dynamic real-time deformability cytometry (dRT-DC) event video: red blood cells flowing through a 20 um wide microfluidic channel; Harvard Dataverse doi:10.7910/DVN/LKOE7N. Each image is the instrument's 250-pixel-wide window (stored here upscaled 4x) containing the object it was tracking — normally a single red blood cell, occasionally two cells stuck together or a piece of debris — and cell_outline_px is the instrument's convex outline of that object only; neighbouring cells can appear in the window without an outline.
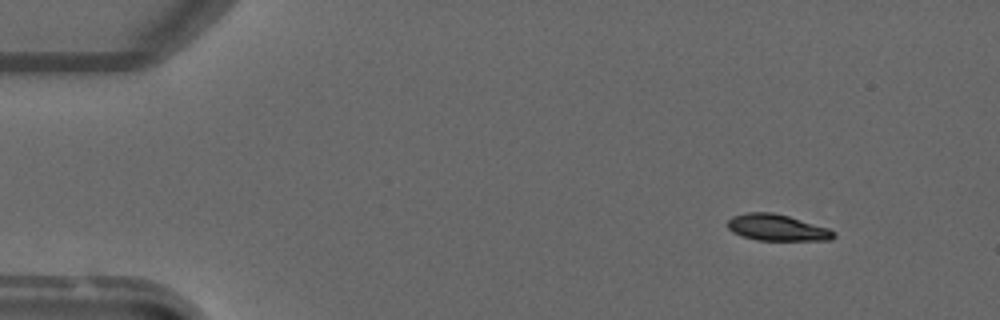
{"species": "common noctule bat (a hibernating species)", "species_latin": "Nyctalus noctula", "temperature_condition": "warm", "stored_images_in_passage": 4, "camera_frame_rate_fps": 3000, "um_per_image_px": 0.085, "animal": {"sex": "male", "forearm_length_mm": 52.5}, "frame": {"image": 1, "passage_image": 2, "time_ms": 1.333, "image_size_px": [1000, 320], "cell_outline_px": [[836, 236], [832, 240], [756, 240], [732, 232], [728, 228], [728, 220], [732, 216], [744, 212], [772, 212], [788, 216], [828, 228], [836, 232]], "centroid_in_image_um": [66.05, 19.34], "position_along_channel_um": 19.0, "area_um2": 16.3}}